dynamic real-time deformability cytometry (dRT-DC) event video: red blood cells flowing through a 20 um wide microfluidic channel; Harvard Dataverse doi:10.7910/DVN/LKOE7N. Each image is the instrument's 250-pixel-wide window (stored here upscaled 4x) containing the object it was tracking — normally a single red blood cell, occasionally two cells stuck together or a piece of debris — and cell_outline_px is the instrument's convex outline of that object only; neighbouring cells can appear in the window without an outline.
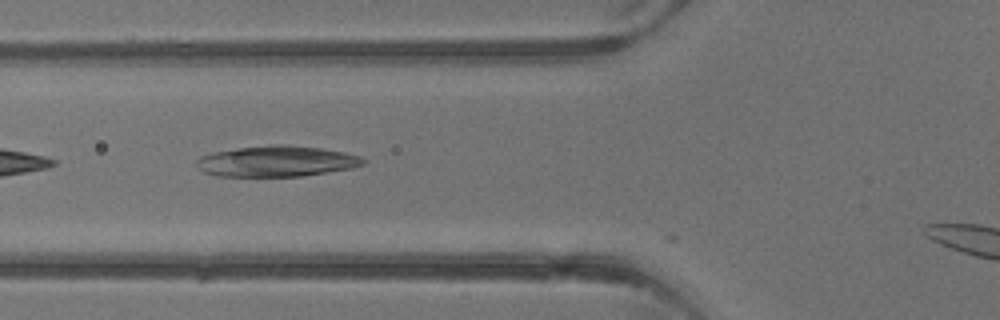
{"species": "common noctule bat (a hibernating species)", "species_latin": "Nyctalus noctula", "temperature_condition": "warm", "stored_images_in_passage": 4, "camera_frame_rate_fps": 3000, "um_per_image_px": 0.085, "animal": {"sex": "male", "body_mass_g": 13.3}, "frame": {"image": 1, "passage_image": 4, "time_ms": 3.667, "image_size_px": [1000, 320], "cell_outline_px": [[368, 160], [364, 164], [352, 168], [300, 176], [216, 176], [204, 172], [196, 164], [196, 160], [200, 156], [212, 152], [236, 148], [276, 144], [284, 144], [320, 148], [344, 152], [360, 156]], "centroid_in_image_um": [23.51, 13.7], "position_along_channel_um": 102.3, "area_um2": 29.94}}